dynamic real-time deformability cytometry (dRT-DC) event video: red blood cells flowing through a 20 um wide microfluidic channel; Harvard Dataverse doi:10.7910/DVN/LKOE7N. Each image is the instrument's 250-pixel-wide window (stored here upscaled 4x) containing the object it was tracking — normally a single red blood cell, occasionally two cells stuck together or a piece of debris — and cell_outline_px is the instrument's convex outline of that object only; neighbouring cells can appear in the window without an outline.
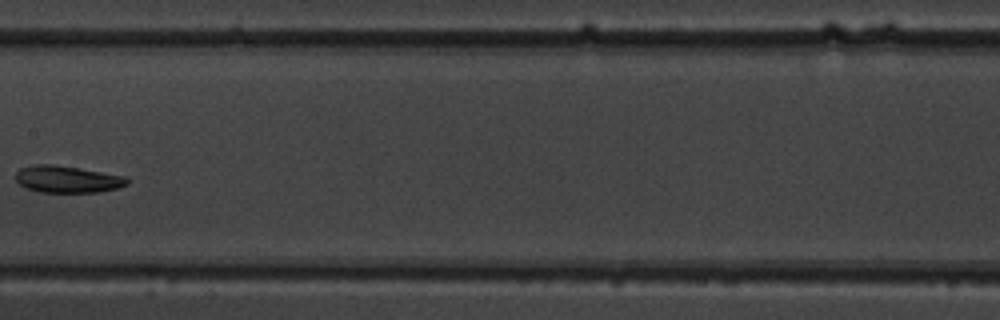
{"species": "common noctule bat (a hibernating species)", "species_latin": "Nyctalus noctula", "temperature_condition": "warm", "stored_images_in_passage": 7, "camera_frame_rate_fps": 3000, "um_per_image_px": 0.085, "animal": {"sex": "male", "body_mass_g": 19.5, "forearm_length_mm": 54.6}, "frame": {"image": 1, "passage_image": 6, "time_ms": 5.667, "image_size_px": [1000, 320], "cell_outline_px": [[128, 184], [116, 188], [96, 192], [40, 192], [24, 188], [16, 180], [16, 172], [20, 168], [32, 164], [52, 164], [80, 168], [124, 176], [128, 180]], "centroid_in_image_um": [5.67, 15.23], "position_along_channel_um": 201.7, "area_um2": 17.46}}
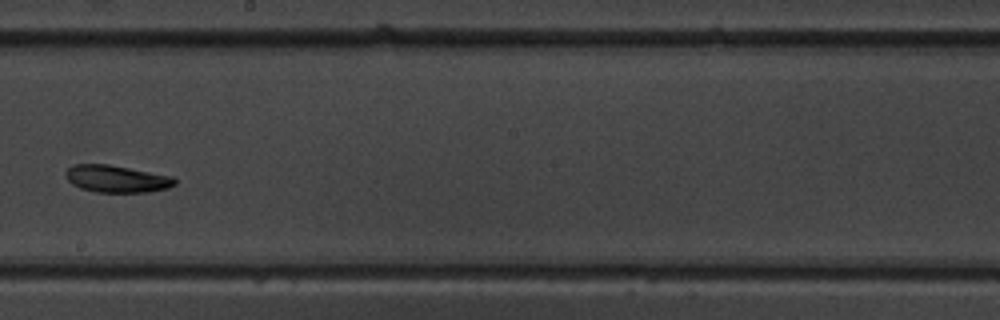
{"frame": {"image": 2, "passage_image": 7, "time_ms": 6.667, "image_size_px": [1000, 320], "cell_outline_px": [[176, 184], [168, 188], [148, 192], [96, 192], [80, 188], [72, 184], [64, 176], [64, 172], [72, 164], [108, 164], [172, 176], [176, 180]], "centroid_in_image_um": [9.88, 15.2], "position_along_channel_um": 238.3, "area_um2": 17.34}}